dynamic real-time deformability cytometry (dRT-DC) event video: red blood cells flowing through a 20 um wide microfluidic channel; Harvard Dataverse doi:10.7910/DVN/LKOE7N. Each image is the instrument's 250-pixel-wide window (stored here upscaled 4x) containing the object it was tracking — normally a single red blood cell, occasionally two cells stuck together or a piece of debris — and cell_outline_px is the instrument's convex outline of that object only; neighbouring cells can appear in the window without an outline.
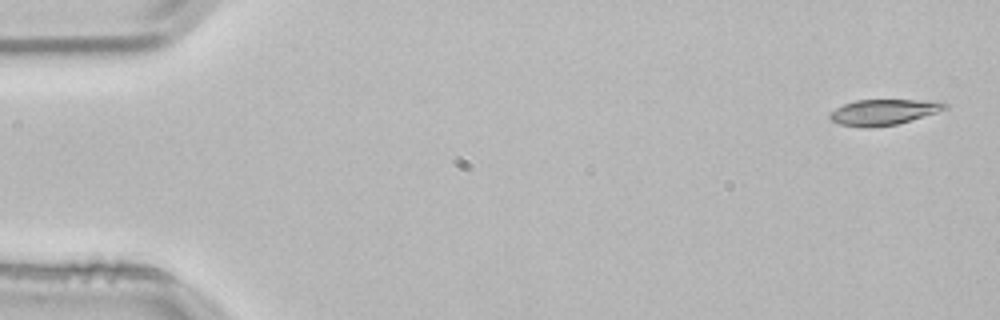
{"species": "common noctule bat (a hibernating species)", "species_latin": "Nyctalus noctula", "temperature_condition": "room temperature", "stored_images_in_passage": 4, "camera_frame_rate_fps": 3000, "um_per_image_px": 0.085, "animal": {"sex": "male", "body_mass_g": 21.5, "forearm_length_mm": 52.0}, "frame": {"image": 1, "passage_image": 1, "time_ms": 0.0, "image_size_px": [1000, 320], "cell_outline_px": [[948, 108], [936, 112], [896, 124], [868, 128], [864, 128], [840, 124], [832, 120], [828, 116], [836, 108], [844, 104], [856, 100], [944, 100], [948, 104]], "centroid_in_image_um": [75.14, 9.51], "position_along_channel_um": 9.9, "area_um2": 17.17}}
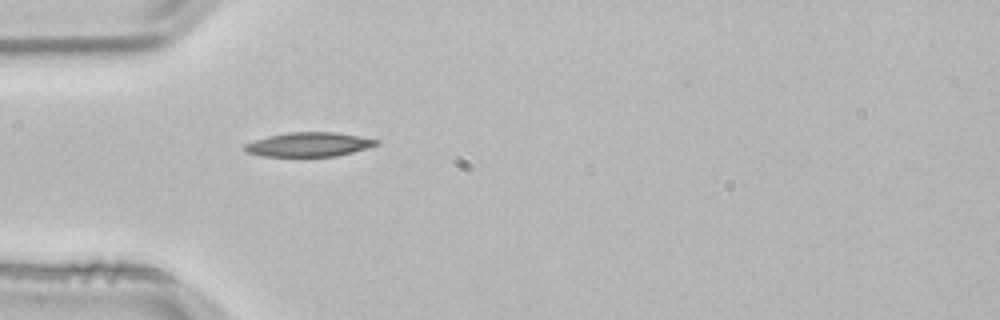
{"frame": {"image": 2, "passage_image": 4, "time_ms": 1.0, "image_size_px": [1000, 320], "cell_outline_px": [[380, 144], [368, 148], [336, 156], [264, 156], [244, 152], [244, 144], [268, 136], [288, 132], [336, 132], [380, 140]], "centroid_in_image_um": [26.27, 12.28], "position_along_channel_um": 58.7, "area_um2": 18.55}}